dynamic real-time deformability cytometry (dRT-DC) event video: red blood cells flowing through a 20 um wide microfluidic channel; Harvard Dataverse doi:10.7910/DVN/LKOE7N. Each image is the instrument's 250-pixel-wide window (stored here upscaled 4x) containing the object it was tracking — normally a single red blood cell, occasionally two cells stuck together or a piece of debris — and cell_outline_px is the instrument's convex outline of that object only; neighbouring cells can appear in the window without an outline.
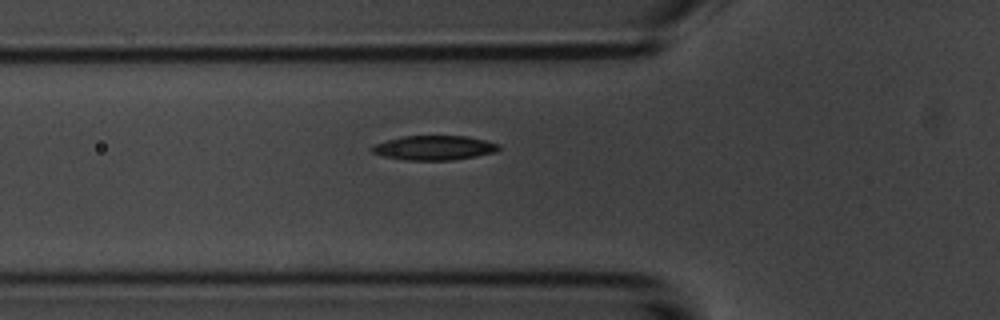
{"species": "common noctule bat (a hibernating species)", "species_latin": "Nyctalus noctula", "temperature_condition": "room temperature", "stored_images_in_passage": 40, "camera_frame_rate_fps": 3000, "um_per_image_px": 0.085, "animal": {"sex": "male", "body_mass_g": 20.1, "forearm_length_mm": 53.5}, "frame": {"image": 1, "passage_image": 7, "time_ms": 2.0, "image_size_px": [1000, 320], "cell_outline_px": [[500, 148], [496, 152], [476, 156], [452, 160], [404, 160], [384, 156], [372, 152], [368, 148], [372, 144], [400, 136], [468, 136], [500, 144]], "centroid_in_image_um": [36.86, 12.56], "position_along_channel_um": 88.9, "area_um2": 18.26}}
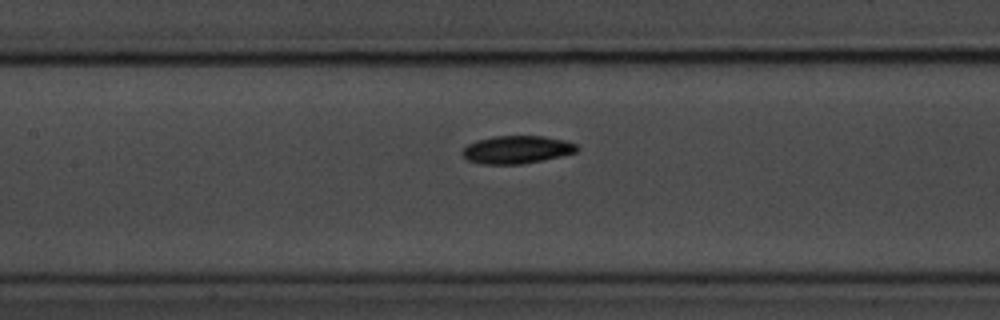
{"frame": {"image": 2, "passage_image": 13, "time_ms": 4.0, "image_size_px": [1000, 320], "cell_outline_px": [[580, 148], [576, 152], [560, 156], [520, 164], [480, 164], [468, 160], [460, 152], [468, 144], [476, 140], [492, 136], [544, 136], [564, 140], [576, 144]], "centroid_in_image_um": [43.9, 12.71], "position_along_channel_um": 163.5, "area_um2": 18.55}}
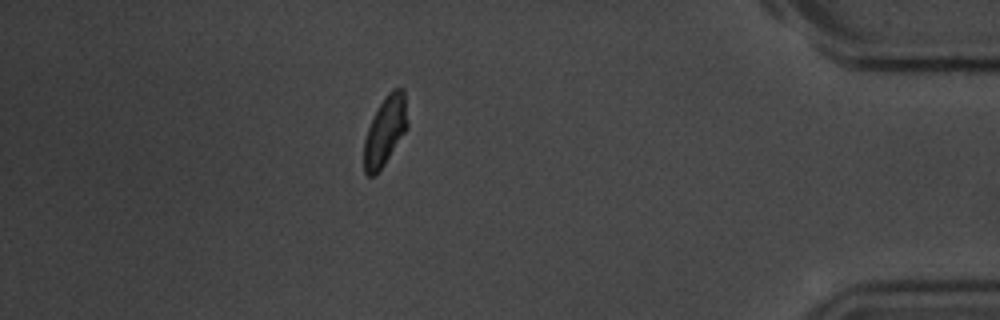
{"frame": {"image": 3, "passage_image": 36, "time_ms": 11.667, "image_size_px": [1000, 320], "cell_outline_px": [[408, 128], [384, 164], [372, 176], [368, 176], [364, 172], [364, 140], [372, 116], [388, 92], [392, 88], [404, 88], [408, 124]], "centroid_in_image_um": [32.74, 11.08], "position_along_channel_um": 402.5, "area_um2": 17.46}, "authors_computed_cell_mechanics": {"area_um2": 18.1492, "velocity_mm_per_s": 3.6882, "shape_relaxation_time_tau1_ms": 2.9592, "shape_relaxation_time_tau2_ms": null, "deformation_change_tau1": 0.1382, "deformation_change_tau2": null}}